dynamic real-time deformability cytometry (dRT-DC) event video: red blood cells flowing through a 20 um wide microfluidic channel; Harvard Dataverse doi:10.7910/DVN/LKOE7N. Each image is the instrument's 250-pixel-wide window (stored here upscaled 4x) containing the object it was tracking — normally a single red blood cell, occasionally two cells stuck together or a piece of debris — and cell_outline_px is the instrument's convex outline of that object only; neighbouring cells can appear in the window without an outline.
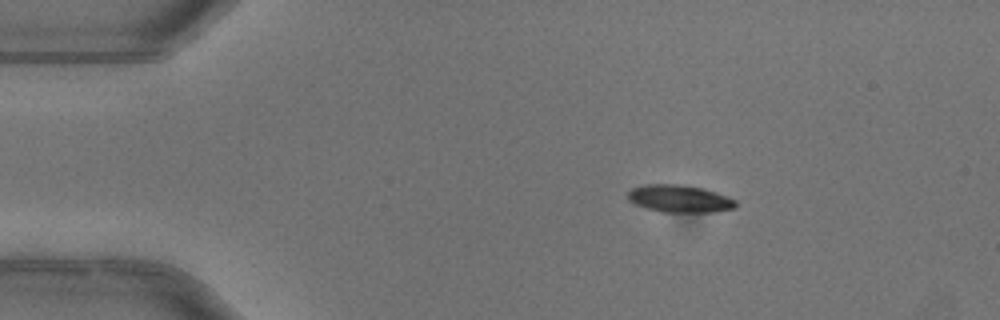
{"species": "common noctule bat (a hibernating species)", "species_latin": "Nyctalus noctula", "temperature_condition": "warm", "stored_images_in_passage": 2, "camera_frame_rate_fps": 3000, "um_per_image_px": 0.085, "animal": {"sex": "female"}, "frame": {"image": 1, "passage_image": 1, "time_ms": 0.0, "image_size_px": [1000, 320], "cell_outline_px": [[736, 208], [712, 212], [664, 212], [648, 208], [636, 204], [628, 200], [628, 192], [632, 188], [644, 184], [680, 184], [704, 188], [716, 192], [736, 200]], "centroid_in_image_um": [57.77, 16.88], "position_along_channel_um": 27.2, "area_um2": 17.22}}